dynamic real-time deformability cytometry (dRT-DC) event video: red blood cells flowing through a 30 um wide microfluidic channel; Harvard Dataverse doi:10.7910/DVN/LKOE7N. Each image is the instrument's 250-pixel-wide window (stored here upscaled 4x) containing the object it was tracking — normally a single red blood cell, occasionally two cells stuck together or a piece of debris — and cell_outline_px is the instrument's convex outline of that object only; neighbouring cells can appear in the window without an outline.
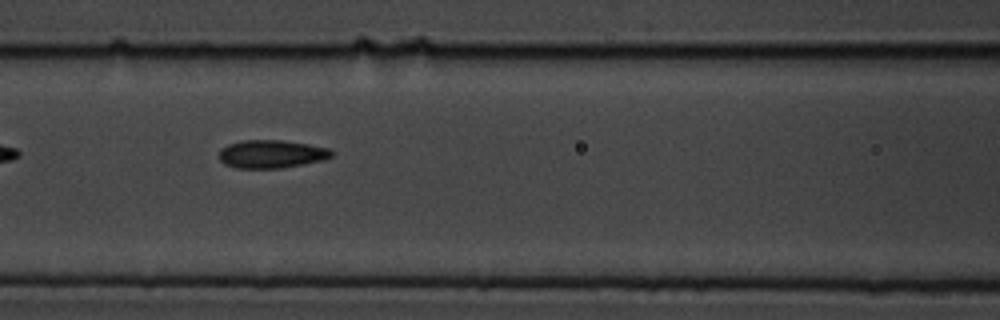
{"species": "common noctule bat (a hibernating species)", "species_latin": "Nyctalus noctula", "temperature_condition": "cold", "stored_images_in_passage": 9, "camera_frame_rate_fps": 3000, "um_per_image_px": 0.085, "animal": {"sex": "male", "body_mass_g": 19.5, "forearm_length_mm": 54.6}, "frame": {"image": 1, "passage_image": 7, "time_ms": 2.0, "image_size_px": [1000, 320], "cell_outline_px": [[336, 152], [332, 156], [324, 160], [304, 164], [280, 168], [236, 168], [224, 164], [220, 160], [220, 148], [228, 144], [244, 140], [280, 140], [308, 144], [328, 148]], "centroid_in_image_um": [23.09, 13.09], "position_along_channel_um": 143.5, "area_um2": 18.5}}
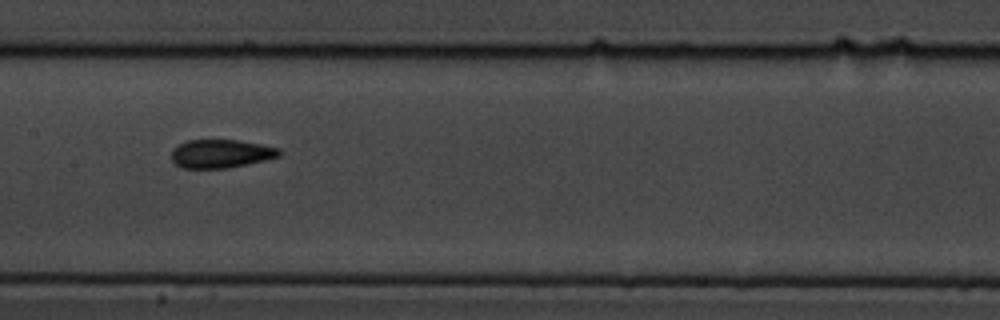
{"frame": {"image": 2, "passage_image": 8, "time_ms": 2.333, "image_size_px": [1000, 320], "cell_outline_px": [[284, 152], [280, 156], [248, 164], [228, 168], [180, 168], [172, 164], [172, 148], [188, 140], [236, 140], [260, 144], [280, 148]], "centroid_in_image_um": [18.77, 13.07], "position_along_channel_um": 188.6, "area_um2": 18.03}}
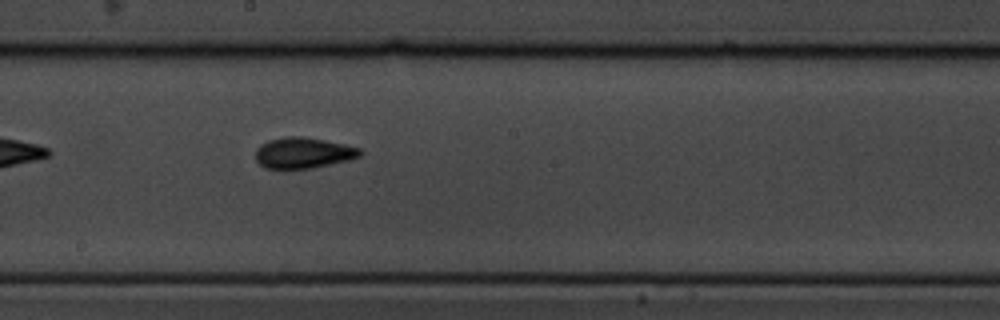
{"frame": {"image": 3, "passage_image": 9, "time_ms": 2.667, "image_size_px": [1000, 320], "cell_outline_px": [[364, 152], [360, 156], [348, 160], [312, 168], [264, 168], [256, 160], [256, 148], [260, 144], [268, 140], [288, 136], [300, 136], [324, 140], [344, 144], [360, 148]], "centroid_in_image_um": [25.77, 12.99], "position_along_channel_um": 222.4, "area_um2": 18.73}}